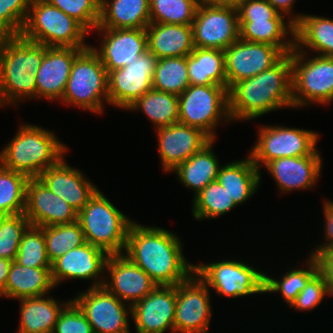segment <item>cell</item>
I'll return each instance as SVG.
<instances>
[{
	"mask_svg": "<svg viewBox=\"0 0 333 333\" xmlns=\"http://www.w3.org/2000/svg\"><path fill=\"white\" fill-rule=\"evenodd\" d=\"M55 285L51 268L25 267L12 261L5 284V297L25 299L48 295Z\"/></svg>",
	"mask_w": 333,
	"mask_h": 333,
	"instance_id": "f546056e",
	"label": "cell"
},
{
	"mask_svg": "<svg viewBox=\"0 0 333 333\" xmlns=\"http://www.w3.org/2000/svg\"><path fill=\"white\" fill-rule=\"evenodd\" d=\"M306 52L296 47L291 52L294 108L310 107L312 102L326 105L333 101V57L316 55L309 58Z\"/></svg>",
	"mask_w": 333,
	"mask_h": 333,
	"instance_id": "ba28073f",
	"label": "cell"
},
{
	"mask_svg": "<svg viewBox=\"0 0 333 333\" xmlns=\"http://www.w3.org/2000/svg\"><path fill=\"white\" fill-rule=\"evenodd\" d=\"M329 295H333V245L321 249L315 256Z\"/></svg>",
	"mask_w": 333,
	"mask_h": 333,
	"instance_id": "681fc988",
	"label": "cell"
},
{
	"mask_svg": "<svg viewBox=\"0 0 333 333\" xmlns=\"http://www.w3.org/2000/svg\"><path fill=\"white\" fill-rule=\"evenodd\" d=\"M105 101L109 105L108 72L90 46L75 58L60 102L100 114Z\"/></svg>",
	"mask_w": 333,
	"mask_h": 333,
	"instance_id": "52a82bcc",
	"label": "cell"
},
{
	"mask_svg": "<svg viewBox=\"0 0 333 333\" xmlns=\"http://www.w3.org/2000/svg\"><path fill=\"white\" fill-rule=\"evenodd\" d=\"M70 301L61 304L50 295L20 299L17 333H52L60 312Z\"/></svg>",
	"mask_w": 333,
	"mask_h": 333,
	"instance_id": "f1b7e54d",
	"label": "cell"
},
{
	"mask_svg": "<svg viewBox=\"0 0 333 333\" xmlns=\"http://www.w3.org/2000/svg\"><path fill=\"white\" fill-rule=\"evenodd\" d=\"M47 257L52 264L68 250L83 245L86 241L78 220L72 223L43 227Z\"/></svg>",
	"mask_w": 333,
	"mask_h": 333,
	"instance_id": "ab89813d",
	"label": "cell"
},
{
	"mask_svg": "<svg viewBox=\"0 0 333 333\" xmlns=\"http://www.w3.org/2000/svg\"><path fill=\"white\" fill-rule=\"evenodd\" d=\"M105 271L111 279L107 276L103 286L130 306L149 295L158 286L144 270L124 254L109 255Z\"/></svg>",
	"mask_w": 333,
	"mask_h": 333,
	"instance_id": "ac0fdd59",
	"label": "cell"
},
{
	"mask_svg": "<svg viewBox=\"0 0 333 333\" xmlns=\"http://www.w3.org/2000/svg\"><path fill=\"white\" fill-rule=\"evenodd\" d=\"M81 23L89 32L100 20L101 0H46Z\"/></svg>",
	"mask_w": 333,
	"mask_h": 333,
	"instance_id": "ee69618b",
	"label": "cell"
},
{
	"mask_svg": "<svg viewBox=\"0 0 333 333\" xmlns=\"http://www.w3.org/2000/svg\"><path fill=\"white\" fill-rule=\"evenodd\" d=\"M153 88L179 96L190 85L187 56L157 59L152 79Z\"/></svg>",
	"mask_w": 333,
	"mask_h": 333,
	"instance_id": "d590c367",
	"label": "cell"
},
{
	"mask_svg": "<svg viewBox=\"0 0 333 333\" xmlns=\"http://www.w3.org/2000/svg\"><path fill=\"white\" fill-rule=\"evenodd\" d=\"M212 5L238 8L245 0H202Z\"/></svg>",
	"mask_w": 333,
	"mask_h": 333,
	"instance_id": "db71d44e",
	"label": "cell"
},
{
	"mask_svg": "<svg viewBox=\"0 0 333 333\" xmlns=\"http://www.w3.org/2000/svg\"><path fill=\"white\" fill-rule=\"evenodd\" d=\"M306 262V269H299V267L297 269H290L286 274H283L279 281L264 272V292H280L286 304L290 306L298 294L305 288L308 280L318 271V264L314 256L309 255Z\"/></svg>",
	"mask_w": 333,
	"mask_h": 333,
	"instance_id": "8d00e7d4",
	"label": "cell"
},
{
	"mask_svg": "<svg viewBox=\"0 0 333 333\" xmlns=\"http://www.w3.org/2000/svg\"><path fill=\"white\" fill-rule=\"evenodd\" d=\"M150 24V0H101L96 29H146Z\"/></svg>",
	"mask_w": 333,
	"mask_h": 333,
	"instance_id": "4316f807",
	"label": "cell"
},
{
	"mask_svg": "<svg viewBox=\"0 0 333 333\" xmlns=\"http://www.w3.org/2000/svg\"><path fill=\"white\" fill-rule=\"evenodd\" d=\"M25 267L51 268L47 257L46 240L43 227L29 226L23 233L14 260Z\"/></svg>",
	"mask_w": 333,
	"mask_h": 333,
	"instance_id": "b9f144b4",
	"label": "cell"
},
{
	"mask_svg": "<svg viewBox=\"0 0 333 333\" xmlns=\"http://www.w3.org/2000/svg\"><path fill=\"white\" fill-rule=\"evenodd\" d=\"M31 0H0V36L20 35Z\"/></svg>",
	"mask_w": 333,
	"mask_h": 333,
	"instance_id": "f6af8a7d",
	"label": "cell"
},
{
	"mask_svg": "<svg viewBox=\"0 0 333 333\" xmlns=\"http://www.w3.org/2000/svg\"><path fill=\"white\" fill-rule=\"evenodd\" d=\"M52 333H93L79 307L71 300L60 312Z\"/></svg>",
	"mask_w": 333,
	"mask_h": 333,
	"instance_id": "7dc6e473",
	"label": "cell"
},
{
	"mask_svg": "<svg viewBox=\"0 0 333 333\" xmlns=\"http://www.w3.org/2000/svg\"><path fill=\"white\" fill-rule=\"evenodd\" d=\"M194 271L220 296L237 298L265 293V273L240 260L195 264Z\"/></svg>",
	"mask_w": 333,
	"mask_h": 333,
	"instance_id": "8fae6325",
	"label": "cell"
},
{
	"mask_svg": "<svg viewBox=\"0 0 333 333\" xmlns=\"http://www.w3.org/2000/svg\"><path fill=\"white\" fill-rule=\"evenodd\" d=\"M237 9L239 22H253V20H287L266 0H245Z\"/></svg>",
	"mask_w": 333,
	"mask_h": 333,
	"instance_id": "c3c4849f",
	"label": "cell"
},
{
	"mask_svg": "<svg viewBox=\"0 0 333 333\" xmlns=\"http://www.w3.org/2000/svg\"><path fill=\"white\" fill-rule=\"evenodd\" d=\"M71 300L85 315L93 333H130L131 306L104 286L89 287Z\"/></svg>",
	"mask_w": 333,
	"mask_h": 333,
	"instance_id": "7c38bea8",
	"label": "cell"
},
{
	"mask_svg": "<svg viewBox=\"0 0 333 333\" xmlns=\"http://www.w3.org/2000/svg\"><path fill=\"white\" fill-rule=\"evenodd\" d=\"M323 214L325 217V236L326 239L323 244H320L318 247H315L313 252H311L309 255L315 256L321 249L333 245V201L326 200L325 203H323Z\"/></svg>",
	"mask_w": 333,
	"mask_h": 333,
	"instance_id": "f907efd6",
	"label": "cell"
},
{
	"mask_svg": "<svg viewBox=\"0 0 333 333\" xmlns=\"http://www.w3.org/2000/svg\"><path fill=\"white\" fill-rule=\"evenodd\" d=\"M240 39L248 42L268 43L284 54L295 48V25L289 20H253L239 22ZM291 38L287 40V36Z\"/></svg>",
	"mask_w": 333,
	"mask_h": 333,
	"instance_id": "d6a6232c",
	"label": "cell"
},
{
	"mask_svg": "<svg viewBox=\"0 0 333 333\" xmlns=\"http://www.w3.org/2000/svg\"><path fill=\"white\" fill-rule=\"evenodd\" d=\"M227 89L275 65L285 54L268 43L238 39L224 50Z\"/></svg>",
	"mask_w": 333,
	"mask_h": 333,
	"instance_id": "2e32d148",
	"label": "cell"
},
{
	"mask_svg": "<svg viewBox=\"0 0 333 333\" xmlns=\"http://www.w3.org/2000/svg\"><path fill=\"white\" fill-rule=\"evenodd\" d=\"M146 32L148 50L157 59L187 56L195 48L191 25L150 23Z\"/></svg>",
	"mask_w": 333,
	"mask_h": 333,
	"instance_id": "484cf974",
	"label": "cell"
},
{
	"mask_svg": "<svg viewBox=\"0 0 333 333\" xmlns=\"http://www.w3.org/2000/svg\"><path fill=\"white\" fill-rule=\"evenodd\" d=\"M157 57L147 50L134 62L108 73L109 105L127 109L153 88L152 79Z\"/></svg>",
	"mask_w": 333,
	"mask_h": 333,
	"instance_id": "9a60e30c",
	"label": "cell"
},
{
	"mask_svg": "<svg viewBox=\"0 0 333 333\" xmlns=\"http://www.w3.org/2000/svg\"><path fill=\"white\" fill-rule=\"evenodd\" d=\"M159 158L163 170L172 172L179 164L199 152L212 139L201 129L175 123L171 127L155 129Z\"/></svg>",
	"mask_w": 333,
	"mask_h": 333,
	"instance_id": "7402d4cb",
	"label": "cell"
},
{
	"mask_svg": "<svg viewBox=\"0 0 333 333\" xmlns=\"http://www.w3.org/2000/svg\"><path fill=\"white\" fill-rule=\"evenodd\" d=\"M28 179L25 174L0 164V214L10 216L24 213Z\"/></svg>",
	"mask_w": 333,
	"mask_h": 333,
	"instance_id": "f35d334b",
	"label": "cell"
},
{
	"mask_svg": "<svg viewBox=\"0 0 333 333\" xmlns=\"http://www.w3.org/2000/svg\"><path fill=\"white\" fill-rule=\"evenodd\" d=\"M181 243L174 232L133 221L127 234L124 255L158 286H176L195 270V264L186 261Z\"/></svg>",
	"mask_w": 333,
	"mask_h": 333,
	"instance_id": "6da1fadb",
	"label": "cell"
},
{
	"mask_svg": "<svg viewBox=\"0 0 333 333\" xmlns=\"http://www.w3.org/2000/svg\"><path fill=\"white\" fill-rule=\"evenodd\" d=\"M261 170L252 161L246 159L221 165L216 180L225 188L236 206L245 203L258 190L261 183Z\"/></svg>",
	"mask_w": 333,
	"mask_h": 333,
	"instance_id": "83f0119b",
	"label": "cell"
},
{
	"mask_svg": "<svg viewBox=\"0 0 333 333\" xmlns=\"http://www.w3.org/2000/svg\"><path fill=\"white\" fill-rule=\"evenodd\" d=\"M61 142L53 131L35 124H22L1 150L0 164L28 178H37L65 157L68 147Z\"/></svg>",
	"mask_w": 333,
	"mask_h": 333,
	"instance_id": "277c9868",
	"label": "cell"
},
{
	"mask_svg": "<svg viewBox=\"0 0 333 333\" xmlns=\"http://www.w3.org/2000/svg\"><path fill=\"white\" fill-rule=\"evenodd\" d=\"M231 122L247 121L271 111L293 108L291 53L258 75L235 83L228 90Z\"/></svg>",
	"mask_w": 333,
	"mask_h": 333,
	"instance_id": "7a4b0ae2",
	"label": "cell"
},
{
	"mask_svg": "<svg viewBox=\"0 0 333 333\" xmlns=\"http://www.w3.org/2000/svg\"><path fill=\"white\" fill-rule=\"evenodd\" d=\"M3 217H4V215L0 214V222H1Z\"/></svg>",
	"mask_w": 333,
	"mask_h": 333,
	"instance_id": "11a10c76",
	"label": "cell"
},
{
	"mask_svg": "<svg viewBox=\"0 0 333 333\" xmlns=\"http://www.w3.org/2000/svg\"><path fill=\"white\" fill-rule=\"evenodd\" d=\"M24 215L30 225L36 227L66 224L78 220V212L38 178H29L27 181Z\"/></svg>",
	"mask_w": 333,
	"mask_h": 333,
	"instance_id": "44dd1931",
	"label": "cell"
},
{
	"mask_svg": "<svg viewBox=\"0 0 333 333\" xmlns=\"http://www.w3.org/2000/svg\"><path fill=\"white\" fill-rule=\"evenodd\" d=\"M202 0H150V23L193 24Z\"/></svg>",
	"mask_w": 333,
	"mask_h": 333,
	"instance_id": "60d3db41",
	"label": "cell"
},
{
	"mask_svg": "<svg viewBox=\"0 0 333 333\" xmlns=\"http://www.w3.org/2000/svg\"><path fill=\"white\" fill-rule=\"evenodd\" d=\"M11 264V260L0 258V297H5V284Z\"/></svg>",
	"mask_w": 333,
	"mask_h": 333,
	"instance_id": "f5cc1de1",
	"label": "cell"
},
{
	"mask_svg": "<svg viewBox=\"0 0 333 333\" xmlns=\"http://www.w3.org/2000/svg\"><path fill=\"white\" fill-rule=\"evenodd\" d=\"M178 107L179 97L177 95L152 88L126 110L131 112L141 110L158 129L171 127L178 123Z\"/></svg>",
	"mask_w": 333,
	"mask_h": 333,
	"instance_id": "e575fe53",
	"label": "cell"
},
{
	"mask_svg": "<svg viewBox=\"0 0 333 333\" xmlns=\"http://www.w3.org/2000/svg\"><path fill=\"white\" fill-rule=\"evenodd\" d=\"M192 28L195 47L225 50L240 38L238 9L201 1Z\"/></svg>",
	"mask_w": 333,
	"mask_h": 333,
	"instance_id": "4fadbf2b",
	"label": "cell"
},
{
	"mask_svg": "<svg viewBox=\"0 0 333 333\" xmlns=\"http://www.w3.org/2000/svg\"><path fill=\"white\" fill-rule=\"evenodd\" d=\"M54 194L77 212L84 208L99 190L82 171L67 165L64 157L37 177Z\"/></svg>",
	"mask_w": 333,
	"mask_h": 333,
	"instance_id": "cb8c5ba5",
	"label": "cell"
},
{
	"mask_svg": "<svg viewBox=\"0 0 333 333\" xmlns=\"http://www.w3.org/2000/svg\"><path fill=\"white\" fill-rule=\"evenodd\" d=\"M321 158V155L277 158L264 167L273 177L280 193H290L315 186L322 170Z\"/></svg>",
	"mask_w": 333,
	"mask_h": 333,
	"instance_id": "d4e9b609",
	"label": "cell"
},
{
	"mask_svg": "<svg viewBox=\"0 0 333 333\" xmlns=\"http://www.w3.org/2000/svg\"><path fill=\"white\" fill-rule=\"evenodd\" d=\"M329 295L322 274L317 271L306 283L305 288L298 294L294 302L290 305L298 311H309L316 308Z\"/></svg>",
	"mask_w": 333,
	"mask_h": 333,
	"instance_id": "bcb514c9",
	"label": "cell"
},
{
	"mask_svg": "<svg viewBox=\"0 0 333 333\" xmlns=\"http://www.w3.org/2000/svg\"><path fill=\"white\" fill-rule=\"evenodd\" d=\"M108 256L105 251L88 242L68 250L51 264V277L55 287L65 279L94 280L89 287L103 286Z\"/></svg>",
	"mask_w": 333,
	"mask_h": 333,
	"instance_id": "e0dca14e",
	"label": "cell"
},
{
	"mask_svg": "<svg viewBox=\"0 0 333 333\" xmlns=\"http://www.w3.org/2000/svg\"><path fill=\"white\" fill-rule=\"evenodd\" d=\"M211 140L199 152L179 164L172 172L187 189L194 191V196L209 183L215 181L220 170L219 159L213 152Z\"/></svg>",
	"mask_w": 333,
	"mask_h": 333,
	"instance_id": "4dcf8cb0",
	"label": "cell"
},
{
	"mask_svg": "<svg viewBox=\"0 0 333 333\" xmlns=\"http://www.w3.org/2000/svg\"><path fill=\"white\" fill-rule=\"evenodd\" d=\"M176 286H157L131 306L136 333H174Z\"/></svg>",
	"mask_w": 333,
	"mask_h": 333,
	"instance_id": "d6986e66",
	"label": "cell"
},
{
	"mask_svg": "<svg viewBox=\"0 0 333 333\" xmlns=\"http://www.w3.org/2000/svg\"><path fill=\"white\" fill-rule=\"evenodd\" d=\"M258 132L257 142L249 155L259 170L277 158L320 155L316 146L317 132L282 125H260Z\"/></svg>",
	"mask_w": 333,
	"mask_h": 333,
	"instance_id": "30bf717a",
	"label": "cell"
},
{
	"mask_svg": "<svg viewBox=\"0 0 333 333\" xmlns=\"http://www.w3.org/2000/svg\"><path fill=\"white\" fill-rule=\"evenodd\" d=\"M295 47L305 48L321 56L333 57V19L317 15H302L295 25Z\"/></svg>",
	"mask_w": 333,
	"mask_h": 333,
	"instance_id": "836d02e7",
	"label": "cell"
},
{
	"mask_svg": "<svg viewBox=\"0 0 333 333\" xmlns=\"http://www.w3.org/2000/svg\"><path fill=\"white\" fill-rule=\"evenodd\" d=\"M190 85H221L227 88L225 54L221 49L197 48L187 55Z\"/></svg>",
	"mask_w": 333,
	"mask_h": 333,
	"instance_id": "1f68e13d",
	"label": "cell"
},
{
	"mask_svg": "<svg viewBox=\"0 0 333 333\" xmlns=\"http://www.w3.org/2000/svg\"><path fill=\"white\" fill-rule=\"evenodd\" d=\"M85 241L108 255L124 254L132 220L98 190L78 212Z\"/></svg>",
	"mask_w": 333,
	"mask_h": 333,
	"instance_id": "8992f818",
	"label": "cell"
},
{
	"mask_svg": "<svg viewBox=\"0 0 333 333\" xmlns=\"http://www.w3.org/2000/svg\"><path fill=\"white\" fill-rule=\"evenodd\" d=\"M30 226L24 213L4 216L0 222V258L14 261L23 233Z\"/></svg>",
	"mask_w": 333,
	"mask_h": 333,
	"instance_id": "7bdbcfd3",
	"label": "cell"
},
{
	"mask_svg": "<svg viewBox=\"0 0 333 333\" xmlns=\"http://www.w3.org/2000/svg\"><path fill=\"white\" fill-rule=\"evenodd\" d=\"M101 45L91 49L99 56L107 72L123 68L148 50L146 29H95Z\"/></svg>",
	"mask_w": 333,
	"mask_h": 333,
	"instance_id": "ffe728a7",
	"label": "cell"
},
{
	"mask_svg": "<svg viewBox=\"0 0 333 333\" xmlns=\"http://www.w3.org/2000/svg\"><path fill=\"white\" fill-rule=\"evenodd\" d=\"M86 48L46 47L35 74L36 98L61 100L75 58Z\"/></svg>",
	"mask_w": 333,
	"mask_h": 333,
	"instance_id": "603a6c76",
	"label": "cell"
},
{
	"mask_svg": "<svg viewBox=\"0 0 333 333\" xmlns=\"http://www.w3.org/2000/svg\"><path fill=\"white\" fill-rule=\"evenodd\" d=\"M209 291L195 271L176 285L174 333H208L212 315Z\"/></svg>",
	"mask_w": 333,
	"mask_h": 333,
	"instance_id": "5bb4252c",
	"label": "cell"
},
{
	"mask_svg": "<svg viewBox=\"0 0 333 333\" xmlns=\"http://www.w3.org/2000/svg\"><path fill=\"white\" fill-rule=\"evenodd\" d=\"M274 9H276L280 14L288 16V20L296 25L302 18V14H291L293 9V4L296 0H266ZM289 15L291 17H289Z\"/></svg>",
	"mask_w": 333,
	"mask_h": 333,
	"instance_id": "816d5d0a",
	"label": "cell"
},
{
	"mask_svg": "<svg viewBox=\"0 0 333 333\" xmlns=\"http://www.w3.org/2000/svg\"><path fill=\"white\" fill-rule=\"evenodd\" d=\"M192 212L194 218L214 219L236 207L225 188L217 181H212L193 197Z\"/></svg>",
	"mask_w": 333,
	"mask_h": 333,
	"instance_id": "74e56055",
	"label": "cell"
},
{
	"mask_svg": "<svg viewBox=\"0 0 333 333\" xmlns=\"http://www.w3.org/2000/svg\"><path fill=\"white\" fill-rule=\"evenodd\" d=\"M90 32L46 0H31L28 17L20 34L24 39L46 47L88 48Z\"/></svg>",
	"mask_w": 333,
	"mask_h": 333,
	"instance_id": "5b68a950",
	"label": "cell"
},
{
	"mask_svg": "<svg viewBox=\"0 0 333 333\" xmlns=\"http://www.w3.org/2000/svg\"><path fill=\"white\" fill-rule=\"evenodd\" d=\"M45 51L21 35L0 36V107L36 98L35 74Z\"/></svg>",
	"mask_w": 333,
	"mask_h": 333,
	"instance_id": "3957f363",
	"label": "cell"
},
{
	"mask_svg": "<svg viewBox=\"0 0 333 333\" xmlns=\"http://www.w3.org/2000/svg\"><path fill=\"white\" fill-rule=\"evenodd\" d=\"M178 97V122L201 129L213 140L219 122L231 121L228 89L224 86L189 85Z\"/></svg>",
	"mask_w": 333,
	"mask_h": 333,
	"instance_id": "9c48e42d",
	"label": "cell"
}]
</instances>
